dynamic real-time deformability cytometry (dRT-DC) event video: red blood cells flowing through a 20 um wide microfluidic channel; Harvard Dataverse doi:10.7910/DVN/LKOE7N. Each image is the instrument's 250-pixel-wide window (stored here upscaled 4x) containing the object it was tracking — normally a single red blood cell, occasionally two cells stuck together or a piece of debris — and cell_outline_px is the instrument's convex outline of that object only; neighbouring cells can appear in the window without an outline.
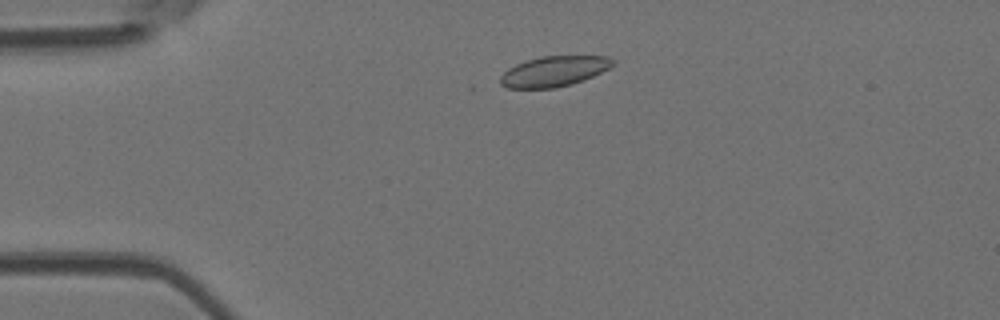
{"species": "Egyptian fruit bat (a non-hibernating species)", "species_latin": "Rousettus aegyptiacus", "temperature_condition": "room temperature", "stored_images_in_passage": 47, "camera_frame_rate_fps": 3000, "um_per_image_px": 0.085, "animal": {"sex": "female"}, "frame": {"image": 1, "passage_image": 7, "time_ms": 2.0, "image_size_px": [1000, 320], "cell_outline_px": [[616, 60], [608, 68], [584, 80], [572, 84], [556, 88], [508, 88], [500, 84], [500, 76], [508, 68], [516, 64], [540, 56], [608, 56]], "centroid_in_image_um": [47.07, 6.06], "position_along_channel_um": 37.9, "area_um2": 19.83}}
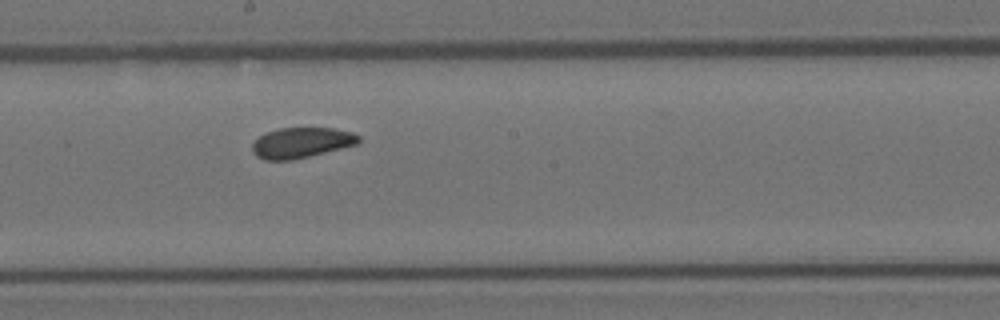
{"frame": {"image": 2, "passage_image": 24, "time_ms": 7.667, "image_size_px": [1000, 320], "cell_outline_px": [[360, 140], [356, 144], [292, 160], [264, 160], [256, 156], [252, 152], [252, 144], [260, 136], [268, 132], [280, 128], [332, 128], [352, 132], [360, 136]], "centroid_in_image_um": [25.59, 12.13], "position_along_channel_um": 222.6, "area_um2": 18.61}}
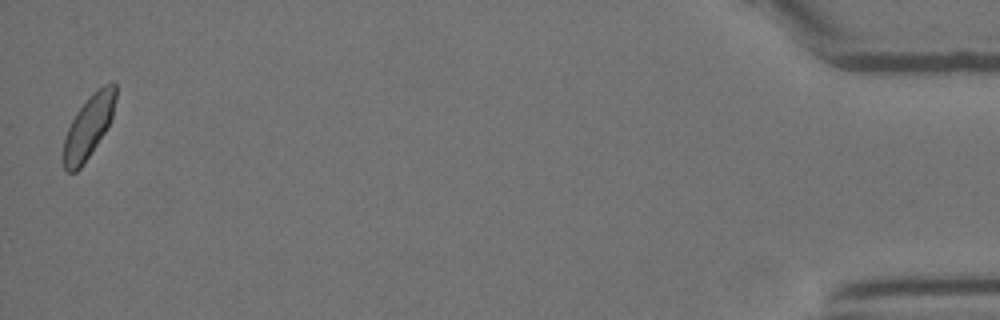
{"frame": {"image": 3, "passage_image": 47, "time_ms": 15.333, "image_size_px": [1000, 320], "cell_outline_px": [[116, 100], [112, 116], [104, 132], [80, 168], [76, 172], [68, 172], [64, 168], [64, 140], [68, 128], [76, 112], [104, 84], [116, 84]], "centroid_in_image_um": [7.52, 10.79], "position_along_channel_um": 427.7, "area_um2": 18.15}, "authors_computed_cell_mechanics": {"area_um2": 19.5364, "velocity_mm_per_s": 3.8651, "shape_relaxation_time_tau1_ms": 5.753, "shape_relaxation_time_tau2_ms": 3.2789, "deformation_change_tau1": 0.0909, "deformation_change_tau2": 0.0486}}